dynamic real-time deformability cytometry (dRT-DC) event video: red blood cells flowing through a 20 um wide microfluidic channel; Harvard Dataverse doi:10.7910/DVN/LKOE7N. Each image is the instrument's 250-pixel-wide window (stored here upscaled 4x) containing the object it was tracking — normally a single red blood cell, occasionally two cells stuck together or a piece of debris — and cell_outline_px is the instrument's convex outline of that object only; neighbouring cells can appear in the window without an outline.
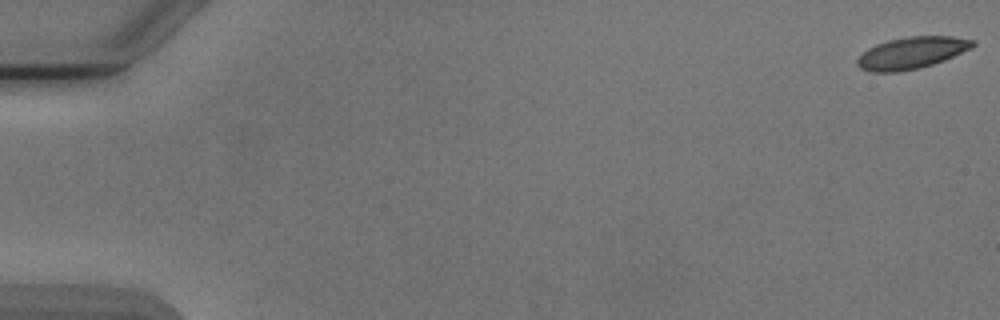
{"species": "Egyptian fruit bat (a non-hibernating species)", "species_latin": "Rousettus aegyptiacus", "temperature_condition": "cold", "stored_images_in_passage": 5, "camera_frame_rate_fps": 3000, "um_per_image_px": 0.085, "animal": {"sex": "male"}, "frame": {"image": 1, "passage_image": 1, "time_ms": 0.0, "image_size_px": [1000, 320], "cell_outline_px": [[976, 44], [972, 48], [944, 60], [920, 68], [896, 72], [872, 72], [860, 68], [856, 64], [856, 60], [868, 48], [876, 44], [888, 40], [908, 36], [952, 36], [976, 40]], "centroid_in_image_um": [77.5, 4.49], "position_along_channel_um": 7.5, "area_um2": 21.44}}
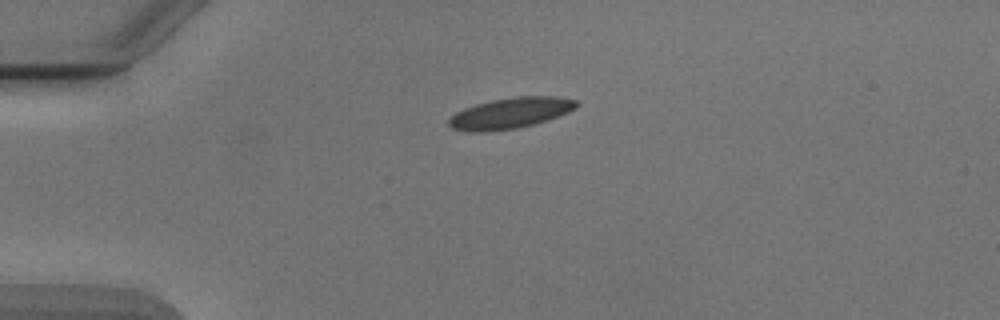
{"frame": {"image": 2, "passage_image": 4, "time_ms": 4.333, "image_size_px": [1000, 320], "cell_outline_px": [[580, 104], [576, 108], [568, 112], [548, 120], [536, 124], [516, 128], [484, 132], [468, 132], [452, 128], [448, 124], [448, 120], [456, 112], [464, 108], [476, 104], [492, 100], [516, 96], [556, 96], [576, 100]], "centroid_in_image_um": [43.4, 9.61], "position_along_channel_um": 41.6, "area_um2": 23.06}}